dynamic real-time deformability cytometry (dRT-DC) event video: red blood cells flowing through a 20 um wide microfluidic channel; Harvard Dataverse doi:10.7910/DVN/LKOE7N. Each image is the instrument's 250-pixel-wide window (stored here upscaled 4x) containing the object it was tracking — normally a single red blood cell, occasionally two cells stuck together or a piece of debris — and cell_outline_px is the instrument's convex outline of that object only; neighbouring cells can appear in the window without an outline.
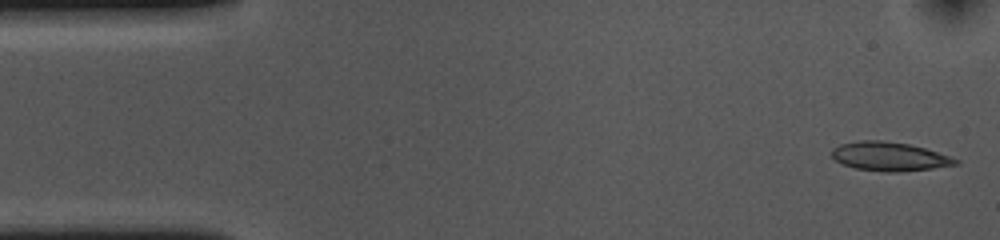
{"species": "common noctule bat (a hibernating species)", "species_latin": "Nyctalus noctula", "temperature_condition": "cold", "stored_images_in_passage": 52, "camera_frame_rate_fps": 3000, "um_per_image_px": 0.085, "animal": {"sex": "female", "body_mass_g": 10.0, "forearm_length_mm": 53.1}, "frame": {"image": 1, "passage_image": 1, "time_ms": 0.0, "image_size_px": [1000, 240], "cell_outline_px": [[960, 164], [932, 168], [900, 172], [884, 172], [856, 168], [844, 164], [836, 160], [832, 156], [832, 148], [840, 144], [860, 140], [880, 140], [908, 144], [924, 148], [960, 160]], "centroid_in_image_um": [75.59, 13.3], "position_along_channel_um": 9.4, "area_um2": 20.63}}
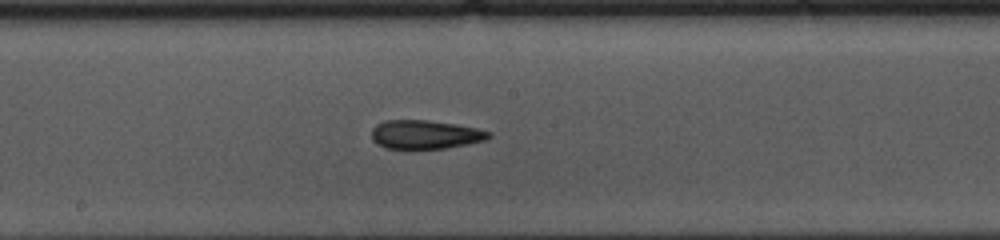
{"frame": {"image": 2, "passage_image": 26, "time_ms": 8.333, "image_size_px": [1000, 240], "cell_outline_px": [[492, 136], [488, 140], [444, 148], [384, 148], [376, 144], [372, 140], [372, 128], [376, 124], [384, 120], [428, 120], [456, 124], [476, 128], [492, 132]], "centroid_in_image_um": [36.14, 11.42], "position_along_channel_um": 212.1, "area_um2": 19.71}}
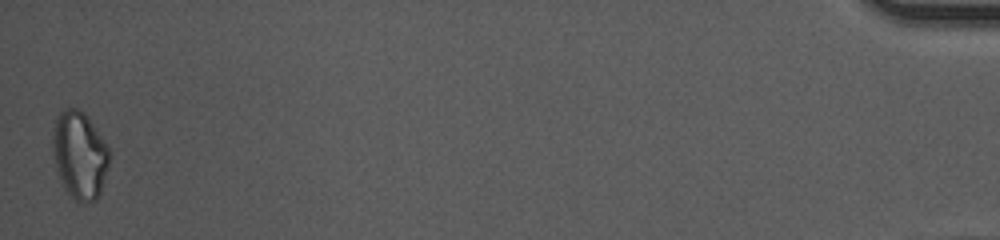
{"frame": {"image": 3, "passage_image": 52, "time_ms": 17.0, "image_size_px": [1000, 240], "cell_outline_px": [[108, 164], [100, 192], [96, 200], [84, 204], [76, 200], [64, 188], [56, 168], [52, 152], [52, 132], [56, 116], [64, 108], [80, 108], [88, 116], [108, 148]], "centroid_in_image_um": [6.73, 13.15], "position_along_channel_um": 428.5, "area_um2": 28.78}, "authors_computed_cell_mechanics": {"area_um2": 20.4612, "velocity_mm_per_s": 3.6498, "shape_relaxation_time_tau1_ms": 6.9143, "shape_relaxation_time_tau2_ms": 5.0086, "deformation_change_tau1": 0.1518, "deformation_change_tau2": 0.1405}}